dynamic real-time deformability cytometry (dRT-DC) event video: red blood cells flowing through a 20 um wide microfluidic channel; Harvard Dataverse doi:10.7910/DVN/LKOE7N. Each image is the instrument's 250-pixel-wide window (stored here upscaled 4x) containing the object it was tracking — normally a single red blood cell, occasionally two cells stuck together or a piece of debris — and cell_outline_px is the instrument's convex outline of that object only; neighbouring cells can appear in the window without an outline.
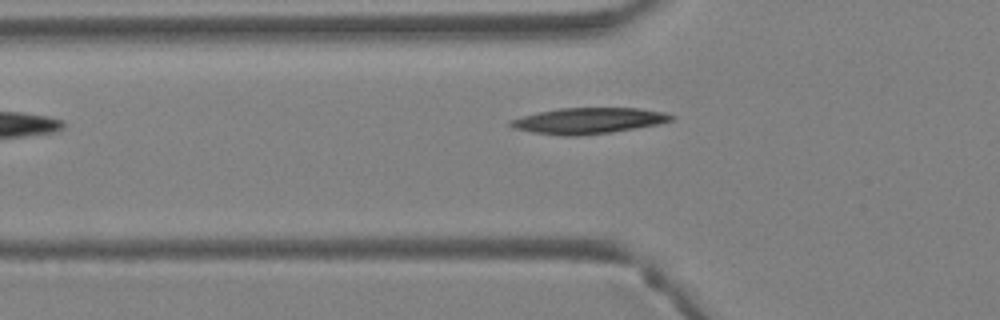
{"species": "Egyptian fruit bat (a non-hibernating species)", "species_latin": "Rousettus aegyptiacus", "temperature_condition": "warm", "stored_images_in_passage": 3, "camera_frame_rate_fps": 3000, "um_per_image_px": 0.085, "animal": {"sex": "female"}, "frame": {"image": 1, "passage_image": 3, "time_ms": 0.667, "image_size_px": [1000, 320], "cell_outline_px": [[676, 116], [672, 120], [660, 124], [612, 132], [580, 136], [560, 136], [532, 132], [512, 128], [508, 124], [508, 120], [540, 112], [560, 108], [640, 108], [664, 112]], "centroid_in_image_um": [50.03, 10.27], "position_along_channel_um": 75.8, "area_um2": 24.45}}